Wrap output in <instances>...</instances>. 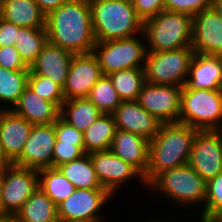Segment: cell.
I'll list each match as a JSON object with an SVG mask.
<instances>
[{
	"label": "cell",
	"mask_w": 222,
	"mask_h": 222,
	"mask_svg": "<svg viewBox=\"0 0 222 222\" xmlns=\"http://www.w3.org/2000/svg\"><path fill=\"white\" fill-rule=\"evenodd\" d=\"M48 42L73 54L93 52L96 44L89 0H67L46 16Z\"/></svg>",
	"instance_id": "1"
},
{
	"label": "cell",
	"mask_w": 222,
	"mask_h": 222,
	"mask_svg": "<svg viewBox=\"0 0 222 222\" xmlns=\"http://www.w3.org/2000/svg\"><path fill=\"white\" fill-rule=\"evenodd\" d=\"M198 130L181 123L161 124L149 141L148 167L143 175L146 186L163 171L187 165Z\"/></svg>",
	"instance_id": "2"
},
{
	"label": "cell",
	"mask_w": 222,
	"mask_h": 222,
	"mask_svg": "<svg viewBox=\"0 0 222 222\" xmlns=\"http://www.w3.org/2000/svg\"><path fill=\"white\" fill-rule=\"evenodd\" d=\"M96 42L122 39L143 33V20L131 0H89Z\"/></svg>",
	"instance_id": "3"
},
{
	"label": "cell",
	"mask_w": 222,
	"mask_h": 222,
	"mask_svg": "<svg viewBox=\"0 0 222 222\" xmlns=\"http://www.w3.org/2000/svg\"><path fill=\"white\" fill-rule=\"evenodd\" d=\"M207 182L189 165L169 169L159 173L147 186L146 189H154L159 195L167 198L169 203L183 210L195 205L204 208L206 201ZM182 207V208H181Z\"/></svg>",
	"instance_id": "4"
},
{
	"label": "cell",
	"mask_w": 222,
	"mask_h": 222,
	"mask_svg": "<svg viewBox=\"0 0 222 222\" xmlns=\"http://www.w3.org/2000/svg\"><path fill=\"white\" fill-rule=\"evenodd\" d=\"M147 50L163 52L191 47L192 17L162 10L143 22Z\"/></svg>",
	"instance_id": "5"
},
{
	"label": "cell",
	"mask_w": 222,
	"mask_h": 222,
	"mask_svg": "<svg viewBox=\"0 0 222 222\" xmlns=\"http://www.w3.org/2000/svg\"><path fill=\"white\" fill-rule=\"evenodd\" d=\"M178 123L198 131L222 130V89L181 91Z\"/></svg>",
	"instance_id": "6"
},
{
	"label": "cell",
	"mask_w": 222,
	"mask_h": 222,
	"mask_svg": "<svg viewBox=\"0 0 222 222\" xmlns=\"http://www.w3.org/2000/svg\"><path fill=\"white\" fill-rule=\"evenodd\" d=\"M93 53L98 58L102 75L108 76L123 69L144 68L148 50L142 33L129 38L96 42Z\"/></svg>",
	"instance_id": "7"
},
{
	"label": "cell",
	"mask_w": 222,
	"mask_h": 222,
	"mask_svg": "<svg viewBox=\"0 0 222 222\" xmlns=\"http://www.w3.org/2000/svg\"><path fill=\"white\" fill-rule=\"evenodd\" d=\"M194 55L192 47L163 52L148 51L144 64L146 82L183 87Z\"/></svg>",
	"instance_id": "8"
},
{
	"label": "cell",
	"mask_w": 222,
	"mask_h": 222,
	"mask_svg": "<svg viewBox=\"0 0 222 222\" xmlns=\"http://www.w3.org/2000/svg\"><path fill=\"white\" fill-rule=\"evenodd\" d=\"M39 188L38 170L13 163L0 166L1 213L13 214L21 209Z\"/></svg>",
	"instance_id": "9"
},
{
	"label": "cell",
	"mask_w": 222,
	"mask_h": 222,
	"mask_svg": "<svg viewBox=\"0 0 222 222\" xmlns=\"http://www.w3.org/2000/svg\"><path fill=\"white\" fill-rule=\"evenodd\" d=\"M113 196L105 188L76 189L57 205L58 220L62 222H102L100 212ZM102 219V220H101Z\"/></svg>",
	"instance_id": "10"
},
{
	"label": "cell",
	"mask_w": 222,
	"mask_h": 222,
	"mask_svg": "<svg viewBox=\"0 0 222 222\" xmlns=\"http://www.w3.org/2000/svg\"><path fill=\"white\" fill-rule=\"evenodd\" d=\"M188 164L206 182L222 172V130L197 131Z\"/></svg>",
	"instance_id": "11"
},
{
	"label": "cell",
	"mask_w": 222,
	"mask_h": 222,
	"mask_svg": "<svg viewBox=\"0 0 222 222\" xmlns=\"http://www.w3.org/2000/svg\"><path fill=\"white\" fill-rule=\"evenodd\" d=\"M182 87L145 82L137 102L162 124L179 121Z\"/></svg>",
	"instance_id": "12"
},
{
	"label": "cell",
	"mask_w": 222,
	"mask_h": 222,
	"mask_svg": "<svg viewBox=\"0 0 222 222\" xmlns=\"http://www.w3.org/2000/svg\"><path fill=\"white\" fill-rule=\"evenodd\" d=\"M94 170L102 187L112 196L129 180L140 179L139 183L146 186L143 175L131 164L123 161L111 150L89 153Z\"/></svg>",
	"instance_id": "13"
},
{
	"label": "cell",
	"mask_w": 222,
	"mask_h": 222,
	"mask_svg": "<svg viewBox=\"0 0 222 222\" xmlns=\"http://www.w3.org/2000/svg\"><path fill=\"white\" fill-rule=\"evenodd\" d=\"M101 76L99 61L93 52L74 54L63 87L65 100L87 98Z\"/></svg>",
	"instance_id": "14"
},
{
	"label": "cell",
	"mask_w": 222,
	"mask_h": 222,
	"mask_svg": "<svg viewBox=\"0 0 222 222\" xmlns=\"http://www.w3.org/2000/svg\"><path fill=\"white\" fill-rule=\"evenodd\" d=\"M55 141L54 124L33 125L21 155L13 164L37 170L52 167Z\"/></svg>",
	"instance_id": "15"
},
{
	"label": "cell",
	"mask_w": 222,
	"mask_h": 222,
	"mask_svg": "<svg viewBox=\"0 0 222 222\" xmlns=\"http://www.w3.org/2000/svg\"><path fill=\"white\" fill-rule=\"evenodd\" d=\"M191 47L198 54L222 56V17L212 7L192 17Z\"/></svg>",
	"instance_id": "16"
},
{
	"label": "cell",
	"mask_w": 222,
	"mask_h": 222,
	"mask_svg": "<svg viewBox=\"0 0 222 222\" xmlns=\"http://www.w3.org/2000/svg\"><path fill=\"white\" fill-rule=\"evenodd\" d=\"M33 125L11 110H0L2 165L13 163L22 153Z\"/></svg>",
	"instance_id": "17"
},
{
	"label": "cell",
	"mask_w": 222,
	"mask_h": 222,
	"mask_svg": "<svg viewBox=\"0 0 222 222\" xmlns=\"http://www.w3.org/2000/svg\"><path fill=\"white\" fill-rule=\"evenodd\" d=\"M112 115L117 129L140 135L148 141L155 137L162 124L137 101H122Z\"/></svg>",
	"instance_id": "18"
},
{
	"label": "cell",
	"mask_w": 222,
	"mask_h": 222,
	"mask_svg": "<svg viewBox=\"0 0 222 222\" xmlns=\"http://www.w3.org/2000/svg\"><path fill=\"white\" fill-rule=\"evenodd\" d=\"M73 53L48 42L43 46L35 62L29 67V74H38L65 85Z\"/></svg>",
	"instance_id": "19"
},
{
	"label": "cell",
	"mask_w": 222,
	"mask_h": 222,
	"mask_svg": "<svg viewBox=\"0 0 222 222\" xmlns=\"http://www.w3.org/2000/svg\"><path fill=\"white\" fill-rule=\"evenodd\" d=\"M185 86L190 90L222 89V56L195 53Z\"/></svg>",
	"instance_id": "20"
},
{
	"label": "cell",
	"mask_w": 222,
	"mask_h": 222,
	"mask_svg": "<svg viewBox=\"0 0 222 222\" xmlns=\"http://www.w3.org/2000/svg\"><path fill=\"white\" fill-rule=\"evenodd\" d=\"M10 110L32 125L54 124L60 117V108L55 103L35 94L29 86Z\"/></svg>",
	"instance_id": "21"
},
{
	"label": "cell",
	"mask_w": 222,
	"mask_h": 222,
	"mask_svg": "<svg viewBox=\"0 0 222 222\" xmlns=\"http://www.w3.org/2000/svg\"><path fill=\"white\" fill-rule=\"evenodd\" d=\"M110 150L142 175L148 167L149 141L140 135L117 129Z\"/></svg>",
	"instance_id": "22"
},
{
	"label": "cell",
	"mask_w": 222,
	"mask_h": 222,
	"mask_svg": "<svg viewBox=\"0 0 222 222\" xmlns=\"http://www.w3.org/2000/svg\"><path fill=\"white\" fill-rule=\"evenodd\" d=\"M0 17L20 27L46 28V15L34 0H0Z\"/></svg>",
	"instance_id": "23"
},
{
	"label": "cell",
	"mask_w": 222,
	"mask_h": 222,
	"mask_svg": "<svg viewBox=\"0 0 222 222\" xmlns=\"http://www.w3.org/2000/svg\"><path fill=\"white\" fill-rule=\"evenodd\" d=\"M102 114L88 98L65 100L60 108V117L81 132L88 129Z\"/></svg>",
	"instance_id": "24"
},
{
	"label": "cell",
	"mask_w": 222,
	"mask_h": 222,
	"mask_svg": "<svg viewBox=\"0 0 222 222\" xmlns=\"http://www.w3.org/2000/svg\"><path fill=\"white\" fill-rule=\"evenodd\" d=\"M116 131L113 115L102 114L83 132L85 154L110 150Z\"/></svg>",
	"instance_id": "25"
},
{
	"label": "cell",
	"mask_w": 222,
	"mask_h": 222,
	"mask_svg": "<svg viewBox=\"0 0 222 222\" xmlns=\"http://www.w3.org/2000/svg\"><path fill=\"white\" fill-rule=\"evenodd\" d=\"M17 222H58L57 205L38 188L16 213Z\"/></svg>",
	"instance_id": "26"
},
{
	"label": "cell",
	"mask_w": 222,
	"mask_h": 222,
	"mask_svg": "<svg viewBox=\"0 0 222 222\" xmlns=\"http://www.w3.org/2000/svg\"><path fill=\"white\" fill-rule=\"evenodd\" d=\"M57 169L76 189L104 188L101 186L89 154L58 166Z\"/></svg>",
	"instance_id": "27"
},
{
	"label": "cell",
	"mask_w": 222,
	"mask_h": 222,
	"mask_svg": "<svg viewBox=\"0 0 222 222\" xmlns=\"http://www.w3.org/2000/svg\"><path fill=\"white\" fill-rule=\"evenodd\" d=\"M30 70H9L0 67V103L11 107H0V110H10L18 102L25 88L28 86Z\"/></svg>",
	"instance_id": "28"
},
{
	"label": "cell",
	"mask_w": 222,
	"mask_h": 222,
	"mask_svg": "<svg viewBox=\"0 0 222 222\" xmlns=\"http://www.w3.org/2000/svg\"><path fill=\"white\" fill-rule=\"evenodd\" d=\"M39 188L56 204L67 199L75 190V186L62 175L57 168L38 170Z\"/></svg>",
	"instance_id": "29"
},
{
	"label": "cell",
	"mask_w": 222,
	"mask_h": 222,
	"mask_svg": "<svg viewBox=\"0 0 222 222\" xmlns=\"http://www.w3.org/2000/svg\"><path fill=\"white\" fill-rule=\"evenodd\" d=\"M108 77L122 101H137L146 82L144 68L123 69Z\"/></svg>",
	"instance_id": "30"
},
{
	"label": "cell",
	"mask_w": 222,
	"mask_h": 222,
	"mask_svg": "<svg viewBox=\"0 0 222 222\" xmlns=\"http://www.w3.org/2000/svg\"><path fill=\"white\" fill-rule=\"evenodd\" d=\"M47 41L46 28L20 27L15 47L24 63L30 67Z\"/></svg>",
	"instance_id": "31"
},
{
	"label": "cell",
	"mask_w": 222,
	"mask_h": 222,
	"mask_svg": "<svg viewBox=\"0 0 222 222\" xmlns=\"http://www.w3.org/2000/svg\"><path fill=\"white\" fill-rule=\"evenodd\" d=\"M103 114H112L122 100L108 76L102 75L87 97Z\"/></svg>",
	"instance_id": "32"
},
{
	"label": "cell",
	"mask_w": 222,
	"mask_h": 222,
	"mask_svg": "<svg viewBox=\"0 0 222 222\" xmlns=\"http://www.w3.org/2000/svg\"><path fill=\"white\" fill-rule=\"evenodd\" d=\"M28 86L35 94L49 102L55 103L59 108H61L62 103L65 101L63 88L48 77L29 74Z\"/></svg>",
	"instance_id": "33"
},
{
	"label": "cell",
	"mask_w": 222,
	"mask_h": 222,
	"mask_svg": "<svg viewBox=\"0 0 222 222\" xmlns=\"http://www.w3.org/2000/svg\"><path fill=\"white\" fill-rule=\"evenodd\" d=\"M220 210H222V172L207 181L206 201L201 215L199 214L200 220L212 219Z\"/></svg>",
	"instance_id": "34"
},
{
	"label": "cell",
	"mask_w": 222,
	"mask_h": 222,
	"mask_svg": "<svg viewBox=\"0 0 222 222\" xmlns=\"http://www.w3.org/2000/svg\"><path fill=\"white\" fill-rule=\"evenodd\" d=\"M213 0H165L164 10L194 15L212 7Z\"/></svg>",
	"instance_id": "35"
},
{
	"label": "cell",
	"mask_w": 222,
	"mask_h": 222,
	"mask_svg": "<svg viewBox=\"0 0 222 222\" xmlns=\"http://www.w3.org/2000/svg\"><path fill=\"white\" fill-rule=\"evenodd\" d=\"M85 155V152L76 143L55 141L53 148L52 168H57L70 161L77 160Z\"/></svg>",
	"instance_id": "36"
},
{
	"label": "cell",
	"mask_w": 222,
	"mask_h": 222,
	"mask_svg": "<svg viewBox=\"0 0 222 222\" xmlns=\"http://www.w3.org/2000/svg\"><path fill=\"white\" fill-rule=\"evenodd\" d=\"M54 129L57 141L76 143L84 151L83 132L68 124L61 117L54 123Z\"/></svg>",
	"instance_id": "37"
},
{
	"label": "cell",
	"mask_w": 222,
	"mask_h": 222,
	"mask_svg": "<svg viewBox=\"0 0 222 222\" xmlns=\"http://www.w3.org/2000/svg\"><path fill=\"white\" fill-rule=\"evenodd\" d=\"M0 67L9 70H30L20 57L15 45L0 48Z\"/></svg>",
	"instance_id": "38"
},
{
	"label": "cell",
	"mask_w": 222,
	"mask_h": 222,
	"mask_svg": "<svg viewBox=\"0 0 222 222\" xmlns=\"http://www.w3.org/2000/svg\"><path fill=\"white\" fill-rule=\"evenodd\" d=\"M135 12L143 20L156 16L164 10L165 0H131Z\"/></svg>",
	"instance_id": "39"
},
{
	"label": "cell",
	"mask_w": 222,
	"mask_h": 222,
	"mask_svg": "<svg viewBox=\"0 0 222 222\" xmlns=\"http://www.w3.org/2000/svg\"><path fill=\"white\" fill-rule=\"evenodd\" d=\"M20 26L10 23L0 17V48L14 46Z\"/></svg>",
	"instance_id": "40"
},
{
	"label": "cell",
	"mask_w": 222,
	"mask_h": 222,
	"mask_svg": "<svg viewBox=\"0 0 222 222\" xmlns=\"http://www.w3.org/2000/svg\"><path fill=\"white\" fill-rule=\"evenodd\" d=\"M40 10L47 16L51 11L58 9L67 0H34Z\"/></svg>",
	"instance_id": "41"
},
{
	"label": "cell",
	"mask_w": 222,
	"mask_h": 222,
	"mask_svg": "<svg viewBox=\"0 0 222 222\" xmlns=\"http://www.w3.org/2000/svg\"><path fill=\"white\" fill-rule=\"evenodd\" d=\"M0 222H17L16 216L13 214H0Z\"/></svg>",
	"instance_id": "42"
},
{
	"label": "cell",
	"mask_w": 222,
	"mask_h": 222,
	"mask_svg": "<svg viewBox=\"0 0 222 222\" xmlns=\"http://www.w3.org/2000/svg\"><path fill=\"white\" fill-rule=\"evenodd\" d=\"M212 8L222 17V0H213Z\"/></svg>",
	"instance_id": "43"
},
{
	"label": "cell",
	"mask_w": 222,
	"mask_h": 222,
	"mask_svg": "<svg viewBox=\"0 0 222 222\" xmlns=\"http://www.w3.org/2000/svg\"><path fill=\"white\" fill-rule=\"evenodd\" d=\"M212 219L215 222H222V210H220Z\"/></svg>",
	"instance_id": "44"
},
{
	"label": "cell",
	"mask_w": 222,
	"mask_h": 222,
	"mask_svg": "<svg viewBox=\"0 0 222 222\" xmlns=\"http://www.w3.org/2000/svg\"><path fill=\"white\" fill-rule=\"evenodd\" d=\"M2 165V149H1V141H0V166Z\"/></svg>",
	"instance_id": "45"
},
{
	"label": "cell",
	"mask_w": 222,
	"mask_h": 222,
	"mask_svg": "<svg viewBox=\"0 0 222 222\" xmlns=\"http://www.w3.org/2000/svg\"><path fill=\"white\" fill-rule=\"evenodd\" d=\"M200 222H215L213 219H204V220H199Z\"/></svg>",
	"instance_id": "46"
},
{
	"label": "cell",
	"mask_w": 222,
	"mask_h": 222,
	"mask_svg": "<svg viewBox=\"0 0 222 222\" xmlns=\"http://www.w3.org/2000/svg\"><path fill=\"white\" fill-rule=\"evenodd\" d=\"M148 222H149V220H148ZM150 222H165V221H161V220H159V219H155L154 221L153 220H151ZM166 222H168V221H166Z\"/></svg>",
	"instance_id": "47"
}]
</instances>
